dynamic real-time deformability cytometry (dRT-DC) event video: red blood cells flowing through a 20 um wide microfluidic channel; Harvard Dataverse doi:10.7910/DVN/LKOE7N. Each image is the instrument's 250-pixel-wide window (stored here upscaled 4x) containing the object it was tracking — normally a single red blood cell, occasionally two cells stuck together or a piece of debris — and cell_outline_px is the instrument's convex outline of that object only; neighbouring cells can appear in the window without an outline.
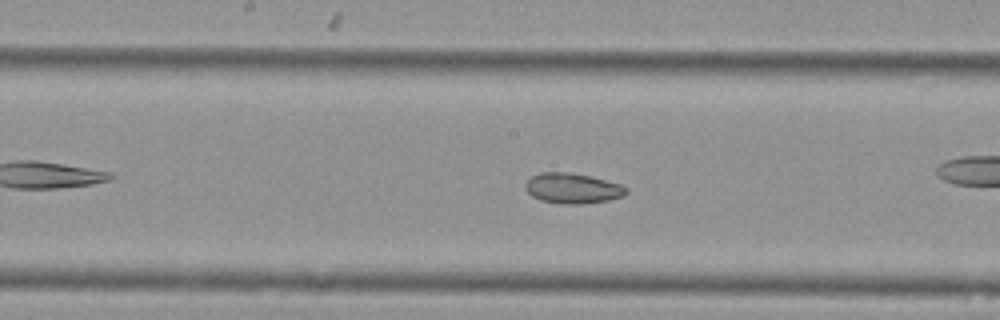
{"species": "Egyptian fruit bat (a non-hibernating species)", "species_latin": "Rousettus aegyptiacus", "temperature_condition": "cold", "stored_images_in_passage": 48, "camera_frame_rate_fps": 3000, "um_per_image_px": 0.085, "animal": {"sex": "female"}, "frame": {"image": 1, "passage_image": 21, "time_ms": 6.667, "image_size_px": [1000, 320], "cell_outline_px": [[628, 192], [624, 196], [608, 200], [580, 204], [564, 204], [540, 200], [532, 196], [524, 188], [524, 184], [532, 176], [540, 172], [572, 172], [592, 176], [620, 184], [628, 188]], "centroid_in_image_um": [48.67, 15.99], "position_along_channel_um": 199.5, "area_um2": 17.98}}
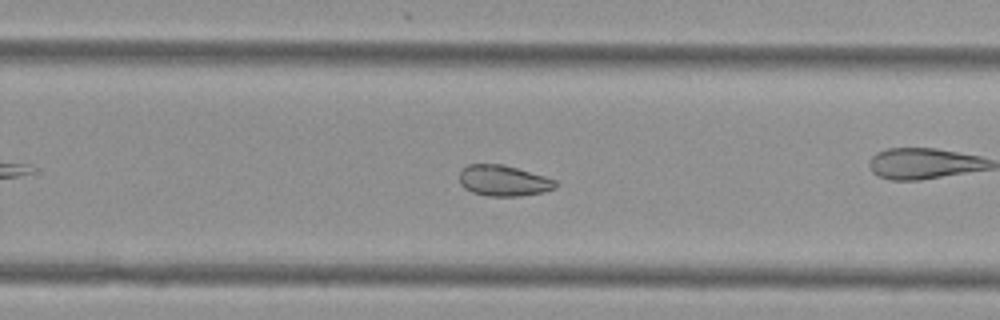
{"frame": {"image": 2, "passage_image": 28, "time_ms": 9.0, "image_size_px": [1000, 320], "cell_outline_px": [[556, 188], [544, 192], [520, 196], [488, 196], [472, 192], [464, 188], [460, 184], [460, 168], [468, 164], [504, 164], [544, 176], [556, 180]], "centroid_in_image_um": [42.78, 15.35], "position_along_channel_um": 287.0, "area_um2": 17.4}, "authors_computed_cell_mechanics": {"area_um2": 20.23, "velocity_mm_per_s": 3.7659, "shape_relaxation_time_tau1_ms": null, "shape_relaxation_time_tau2_ms": 4.4049, "deformation_change_tau1": null, "deformation_change_tau2": 0.0898}}